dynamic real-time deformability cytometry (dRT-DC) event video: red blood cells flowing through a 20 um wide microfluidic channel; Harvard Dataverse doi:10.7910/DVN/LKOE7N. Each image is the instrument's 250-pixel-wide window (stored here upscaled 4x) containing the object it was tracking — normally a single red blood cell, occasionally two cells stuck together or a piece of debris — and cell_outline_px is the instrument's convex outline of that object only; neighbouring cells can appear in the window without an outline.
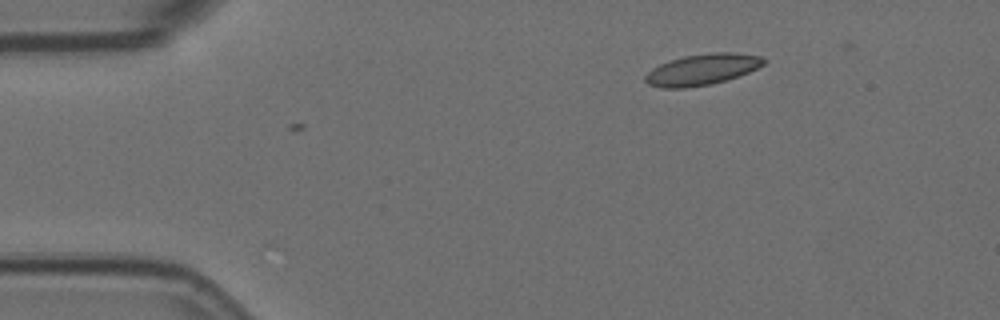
{"species": "Egyptian fruit bat (a non-hibernating species)", "species_latin": "Rousettus aegyptiacus", "temperature_condition": "room temperature", "stored_images_in_passage": 5, "camera_frame_rate_fps": 3000, "um_per_image_px": 0.085, "animal": {"sex": "female"}, "frame": {"image": 1, "passage_image": 5, "time_ms": 1.333, "image_size_px": [1000, 320], "cell_outline_px": [[768, 60], [764, 64], [748, 72], [724, 80], [708, 84], [684, 88], [660, 88], [648, 84], [644, 80], [644, 76], [652, 68], [660, 64], [684, 56], [712, 52], [736, 52], [764, 56]], "centroid_in_image_um": [59.69, 5.89], "position_along_channel_um": 25.3, "area_um2": 21.39}}